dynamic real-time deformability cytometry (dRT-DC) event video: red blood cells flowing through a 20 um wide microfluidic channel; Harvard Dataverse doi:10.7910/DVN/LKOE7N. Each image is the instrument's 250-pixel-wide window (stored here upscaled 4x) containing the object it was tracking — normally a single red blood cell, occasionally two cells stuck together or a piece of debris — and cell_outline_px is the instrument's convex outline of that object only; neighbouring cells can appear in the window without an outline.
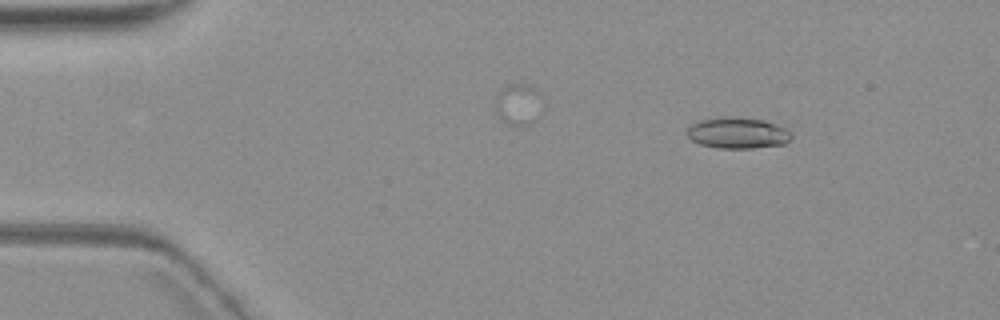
{"species": "common noctule bat (a hibernating species)", "species_latin": "Nyctalus noctula", "temperature_condition": "warm", "stored_images_in_passage": 8, "camera_frame_rate_fps": 3000, "um_per_image_px": 0.085, "animal": {"sex": "female", "body_mass_g": 19.3, "forearm_length_mm": 54.1}, "frame": {"image": 1, "passage_image": 2, "time_ms": 1.0, "image_size_px": [1000, 320], "cell_outline_px": [[792, 136], [784, 144], [752, 148], [720, 148], [700, 144], [692, 140], [688, 136], [688, 128], [692, 124], [700, 120], [724, 116], [764, 120], [776, 124], [792, 132]], "centroid_in_image_um": [62.71, 11.3], "position_along_channel_um": 22.3, "area_um2": 18.73}}
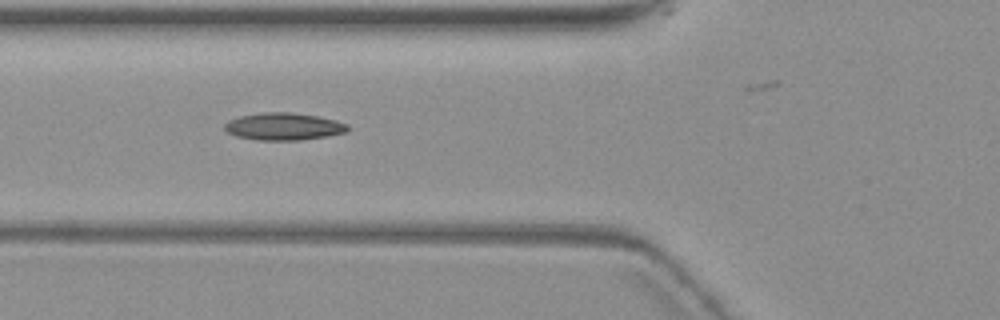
{"frame": {"image": 2, "passage_image": 6, "time_ms": 5.667, "image_size_px": [1000, 320], "cell_outline_px": [[348, 132], [328, 136], [300, 140], [256, 140], [236, 136], [228, 132], [224, 128], [224, 124], [228, 120], [240, 116], [264, 112], [288, 112], [316, 116], [336, 120], [348, 124]], "centroid_in_image_um": [24.11, 10.75], "position_along_channel_um": 101.7, "area_um2": 19.59}}
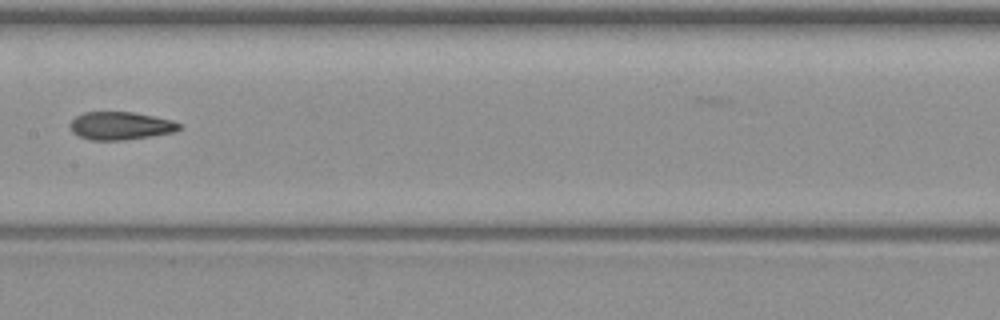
{"frame": {"image": 3, "passage_image": 8, "time_ms": 8.333, "image_size_px": [1000, 320], "cell_outline_px": [[180, 128], [172, 132], [124, 140], [88, 140], [72, 132], [68, 124], [76, 116], [84, 112], [132, 112], [172, 120], [180, 124]], "centroid_in_image_um": [10.18, 10.69], "position_along_channel_um": 197.2, "area_um2": 17.57}}